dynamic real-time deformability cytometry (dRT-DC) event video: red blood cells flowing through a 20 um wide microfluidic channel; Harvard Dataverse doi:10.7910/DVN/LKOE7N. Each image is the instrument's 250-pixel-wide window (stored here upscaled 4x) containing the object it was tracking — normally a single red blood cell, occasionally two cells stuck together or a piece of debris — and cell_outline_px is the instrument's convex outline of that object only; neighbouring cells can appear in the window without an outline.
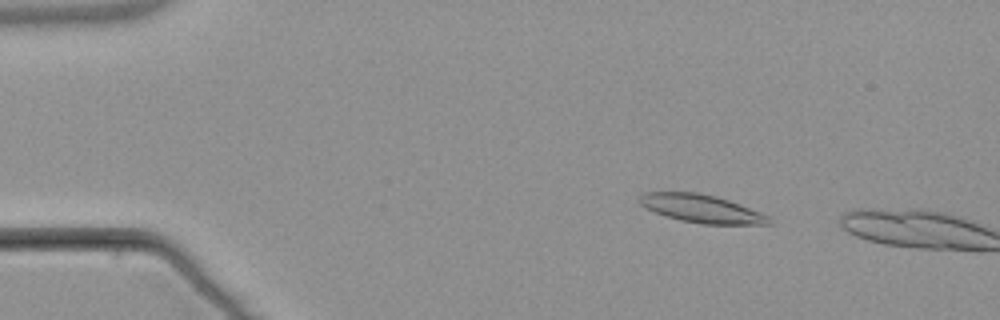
{"species": "common noctule bat (a hibernating species)", "species_latin": "Nyctalus noctula", "temperature_condition": "warm", "stored_images_in_passage": 4, "camera_frame_rate_fps": 3000, "um_per_image_px": 0.085, "animal": {"sex": "male", "body_mass_g": 21.5, "forearm_length_mm": 52.0}, "frame": {"image": 1, "passage_image": 3, "time_ms": 2.333, "image_size_px": [1000, 320], "cell_outline_px": [[772, 224], [700, 224], [680, 220], [644, 208], [636, 200], [644, 192], [696, 192], [716, 196], [740, 204], [760, 212], [768, 216]], "centroid_in_image_um": [59.59, 17.73], "position_along_channel_um": 25.4, "area_um2": 21.1}}